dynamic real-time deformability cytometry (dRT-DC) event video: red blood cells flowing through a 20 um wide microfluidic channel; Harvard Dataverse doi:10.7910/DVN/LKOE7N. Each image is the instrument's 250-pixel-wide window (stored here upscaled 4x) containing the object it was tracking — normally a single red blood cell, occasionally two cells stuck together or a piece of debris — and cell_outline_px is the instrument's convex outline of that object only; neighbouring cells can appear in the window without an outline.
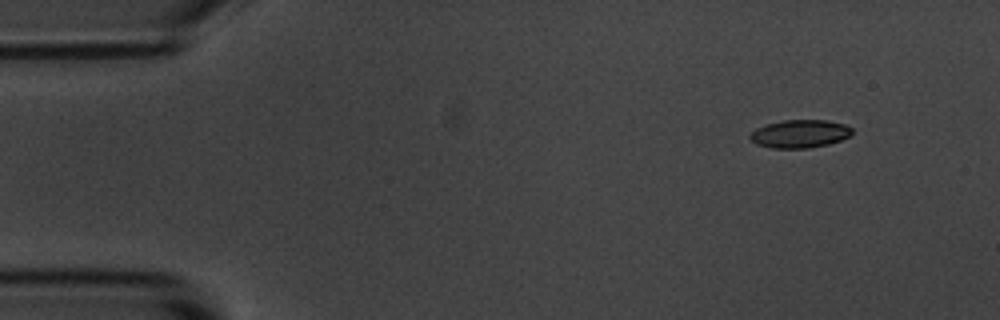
{"species": "common noctule bat (a hibernating species)", "species_latin": "Nyctalus noctula", "temperature_condition": "room temperature", "stored_images_in_passage": 4, "camera_frame_rate_fps": 3000, "um_per_image_px": 0.085, "animal": {"sex": "male", "body_mass_g": 20.1, "forearm_length_mm": 53.5}, "frame": {"image": 1, "passage_image": 1, "time_ms": 0.0, "image_size_px": [1000, 320], "cell_outline_px": [[852, 132], [848, 136], [840, 140], [828, 144], [808, 148], [772, 148], [756, 144], [748, 136], [756, 128], [768, 124], [784, 120], [828, 120], [844, 124], [852, 128]], "centroid_in_image_um": [67.98, 11.37], "position_along_channel_um": 17.0, "area_um2": 16.53}}
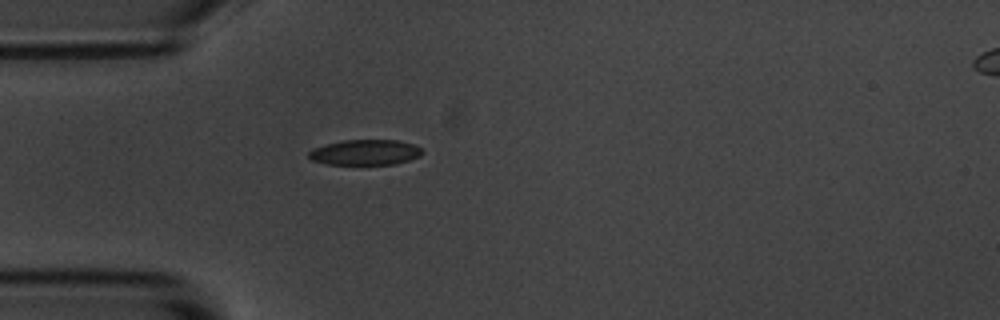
{"frame": {"image": 2, "passage_image": 4, "time_ms": 3.333, "image_size_px": [1000, 320], "cell_outline_px": [[424, 152], [420, 156], [396, 164], [328, 164], [312, 160], [308, 156], [308, 152], [312, 148], [344, 140], [396, 140], [412, 144], [420, 148]], "centroid_in_image_um": [31.04, 12.95], "position_along_channel_um": 54.0, "area_um2": 16.65}}